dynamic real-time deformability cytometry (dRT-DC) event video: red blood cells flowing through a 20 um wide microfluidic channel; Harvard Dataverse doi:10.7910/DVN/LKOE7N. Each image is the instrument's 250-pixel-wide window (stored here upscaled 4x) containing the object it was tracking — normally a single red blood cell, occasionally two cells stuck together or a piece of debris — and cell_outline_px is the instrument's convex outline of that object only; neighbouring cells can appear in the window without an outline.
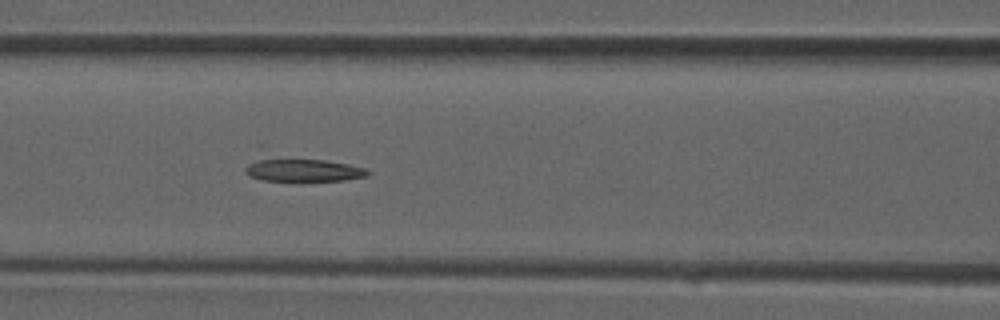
{"species": "common noctule bat (a hibernating species)", "species_latin": "Nyctalus noctula", "temperature_condition": "room temperature", "stored_images_in_passage": 12, "camera_frame_rate_fps": 3000, "um_per_image_px": 0.085, "animal": {"sex": "male", "forearm_length_mm": 52.5}, "frame": {"image": 1, "passage_image": 7, "time_ms": 2.0, "image_size_px": [1000, 320], "cell_outline_px": [[372, 172], [368, 176], [344, 180], [264, 180], [248, 176], [244, 172], [244, 168], [248, 164], [268, 156], [272, 156], [324, 160], [348, 164], [364, 168]], "centroid_in_image_um": [25.72, 14.42], "position_along_channel_um": 140.9, "area_um2": 16.65}}
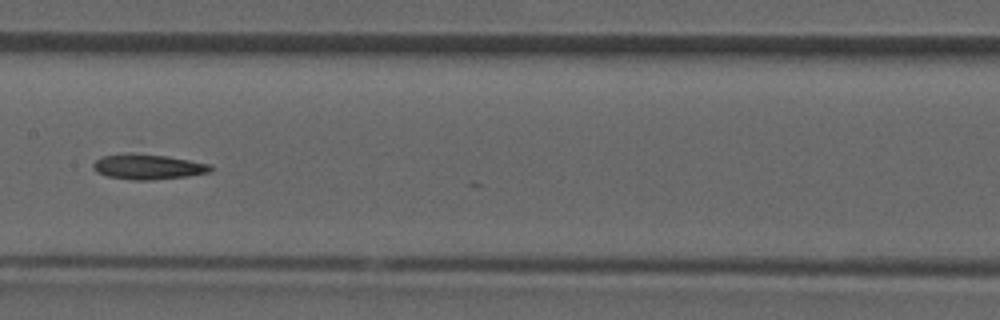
{"frame": {"image": 2, "passage_image": 10, "time_ms": 3.0, "image_size_px": [1000, 320], "cell_outline_px": [[212, 172], [188, 176], [152, 180], [132, 180], [108, 176], [96, 172], [92, 168], [92, 164], [96, 160], [104, 156], [168, 156], [212, 164]], "centroid_in_image_um": [12.67, 14.23], "position_along_channel_um": 194.7, "area_um2": 16.53}}